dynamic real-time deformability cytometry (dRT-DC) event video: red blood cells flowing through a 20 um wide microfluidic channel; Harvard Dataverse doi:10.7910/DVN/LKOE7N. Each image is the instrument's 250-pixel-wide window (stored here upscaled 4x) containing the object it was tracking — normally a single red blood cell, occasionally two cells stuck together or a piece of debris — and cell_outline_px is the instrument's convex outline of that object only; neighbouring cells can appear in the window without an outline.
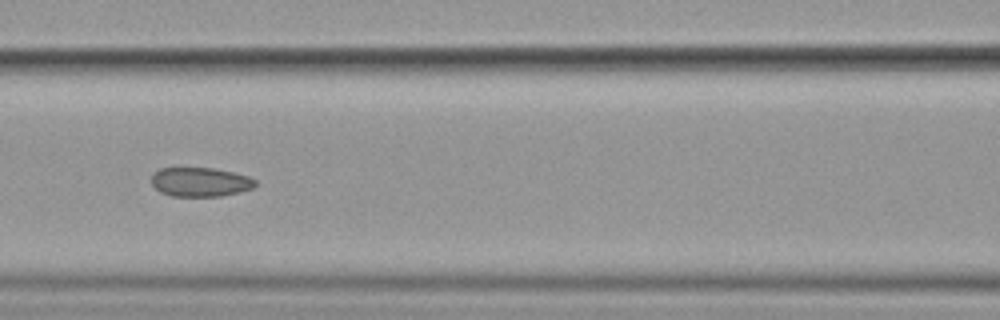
{"species": "common noctule bat (a hibernating species)", "species_latin": "Nyctalus noctula", "temperature_condition": "cold", "stored_images_in_passage": 12, "camera_frame_rate_fps": 3000, "um_per_image_px": 0.085, "animal": {"sex": "female", "body_mass_g": 19.9}, "frame": {"image": 1, "passage_image": 3, "time_ms": 2.333, "image_size_px": [1000, 320], "cell_outline_px": [[256, 184], [252, 188], [240, 192], [220, 196], [172, 196], [160, 192], [152, 184], [152, 176], [160, 168], [212, 168], [232, 172], [248, 176], [256, 180]], "centroid_in_image_um": [17.03, 15.47], "position_along_channel_um": 149.6, "area_um2": 17.51}}
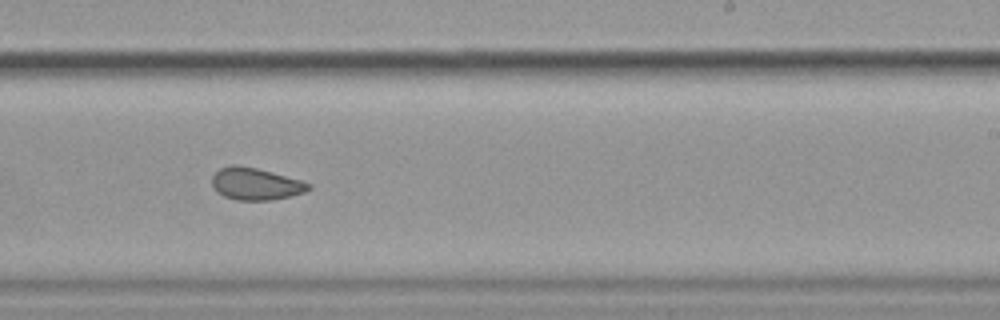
{"frame": {"image": 2, "passage_image": 6, "time_ms": 5.667, "image_size_px": [1000, 320], "cell_outline_px": [[312, 188], [304, 192], [288, 196], [268, 200], [236, 200], [224, 196], [212, 184], [212, 176], [220, 168], [232, 164], [236, 164], [256, 168], [272, 172], [300, 180], [312, 184]], "centroid_in_image_um": [21.73, 15.62], "position_along_channel_um": 267.3, "area_um2": 17.8}}
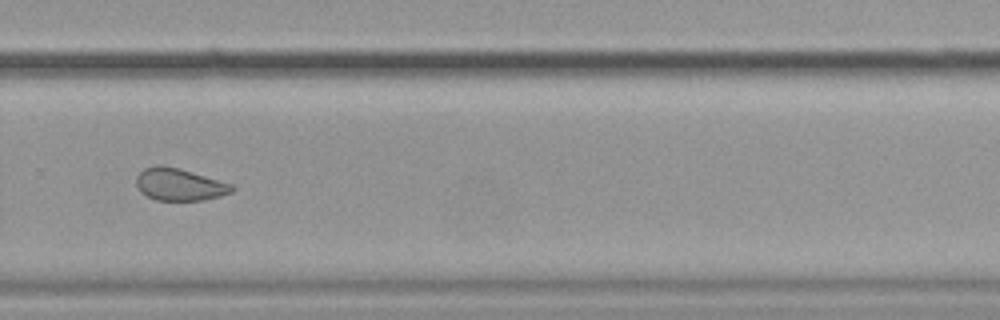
{"frame": {"image": 3, "passage_image": 7, "time_ms": 7.0, "image_size_px": [1000, 320], "cell_outline_px": [[236, 188], [232, 192], [220, 196], [204, 200], [156, 200], [140, 192], [136, 184], [136, 176], [144, 168], [156, 164], [160, 164], [180, 168], [232, 184]], "centroid_in_image_um": [15.24, 15.67], "position_along_channel_um": 314.6, "area_um2": 18.09}, "authors_computed_cell_mechanics": {"area_um2": 18.3515, "velocity_mm_per_s": 3.5419, "shape_relaxation_time_tau1_ms": null, "shape_relaxation_time_tau2_ms": 1.1598, "deformation_change_tau1": null, "deformation_change_tau2": 0.0335}}